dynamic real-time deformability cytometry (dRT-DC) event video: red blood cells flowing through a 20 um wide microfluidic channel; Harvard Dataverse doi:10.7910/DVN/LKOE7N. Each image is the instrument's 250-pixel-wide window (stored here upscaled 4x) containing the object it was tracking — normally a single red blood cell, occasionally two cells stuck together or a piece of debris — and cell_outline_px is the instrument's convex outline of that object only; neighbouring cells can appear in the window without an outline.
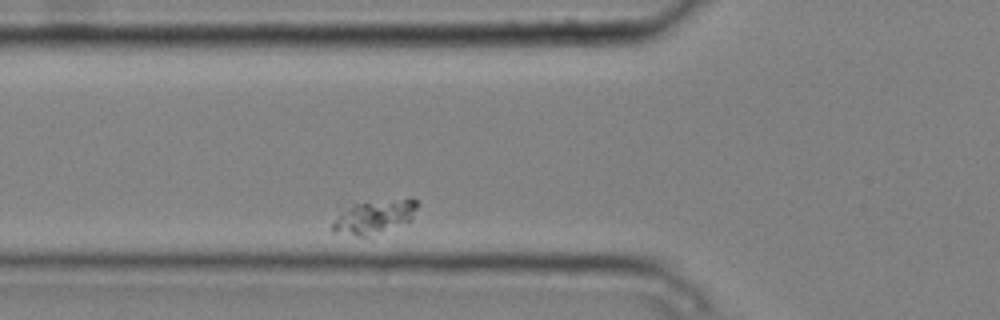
{"species": "common noctule bat (a hibernating species)", "species_latin": "Nyctalus noctula", "temperature_condition": "cold", "stored_images_in_passage": 5, "segment_of_instrument_passage": [1, 2], "camera_frame_rate_fps": 3000, "um_per_image_px": 0.085, "animal": {"sex": "male", "body_mass_g": 20.4}, "frame": {"image": 1, "passage_image": 4, "time_ms": 1.0, "image_size_px": [1000, 320], "cell_outline_px": [[420, 204], [412, 220], [364, 236], [360, 236], [332, 232], [332, 224], [336, 204], [408, 196], [412, 196]], "centroid_in_image_um": [31.72, 18.3], "position_along_channel_um": 94.1, "area_um2": 18.03}}